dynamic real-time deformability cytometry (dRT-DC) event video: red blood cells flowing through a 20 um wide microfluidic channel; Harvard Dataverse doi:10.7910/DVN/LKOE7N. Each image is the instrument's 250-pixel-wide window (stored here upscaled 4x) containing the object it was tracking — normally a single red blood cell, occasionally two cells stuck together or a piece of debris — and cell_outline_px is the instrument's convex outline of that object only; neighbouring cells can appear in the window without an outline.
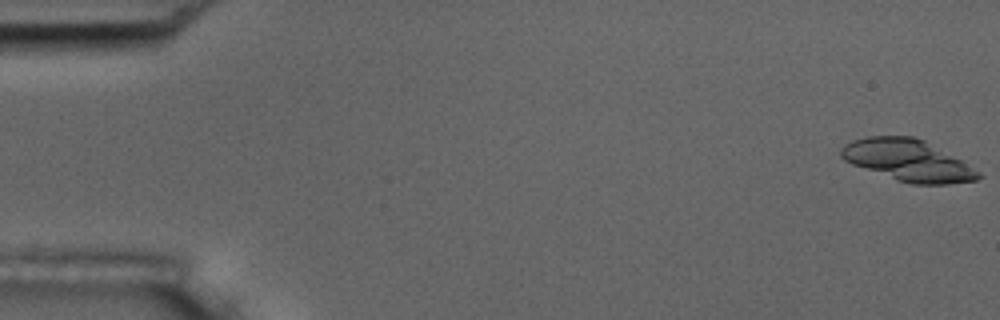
{"species": "common noctule bat (a hibernating species)", "species_latin": "Nyctalus noctula", "temperature_condition": "room temperature", "stored_images_in_passage": 6, "segment_of_instrument_passage": [2, 2], "camera_frame_rate_fps": 3000, "um_per_image_px": 0.085, "animal": {"sex": "male", "body_mass_g": 17.5, "forearm_length_mm": 52.3}, "frame": {"image": 1, "passage_image": 6, "time_ms": 6.667, "image_size_px": [1000, 320], "cell_outline_px": [[984, 176], [976, 180], [948, 184], [912, 184], [896, 180], [852, 164], [844, 160], [840, 156], [840, 148], [844, 144], [852, 140], [864, 136], [912, 136], [924, 140], [960, 160], [980, 172]], "centroid_in_image_um": [77.13, 13.63], "position_along_channel_um": 7.9, "area_um2": 33.06}}